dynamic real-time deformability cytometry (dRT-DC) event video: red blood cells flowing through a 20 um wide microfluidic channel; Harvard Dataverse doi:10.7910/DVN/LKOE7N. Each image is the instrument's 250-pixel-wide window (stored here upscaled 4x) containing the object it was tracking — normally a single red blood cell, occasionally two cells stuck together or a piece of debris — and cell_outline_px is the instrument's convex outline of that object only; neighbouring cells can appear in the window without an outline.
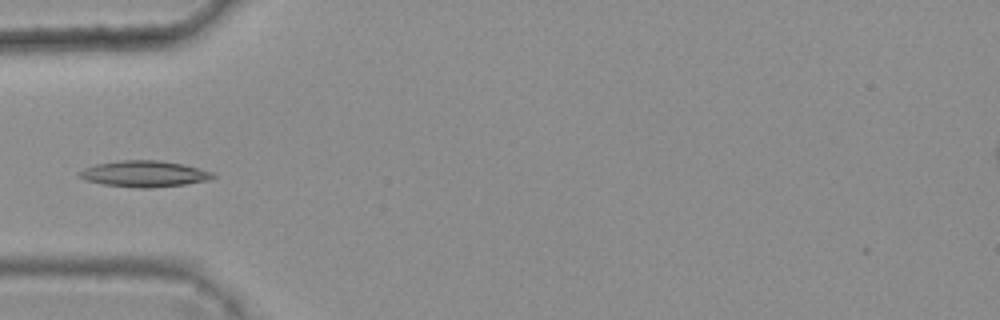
{"species": "common noctule bat (a hibernating species)", "species_latin": "Nyctalus noctula", "temperature_condition": "warm", "stored_images_in_passage": 5, "camera_frame_rate_fps": 3000, "um_per_image_px": 0.085, "animal": {"sex": "female", "body_mass_g": 25.1}, "frame": {"image": 1, "passage_image": 5, "time_ms": 1.333, "image_size_px": [1000, 320], "cell_outline_px": [[216, 176], [212, 180], [184, 184], [148, 188], [136, 188], [104, 184], [84, 180], [76, 176], [84, 168], [96, 164], [120, 160], [160, 160], [184, 164], [212, 172]], "centroid_in_image_um": [12.26, 14.77], "position_along_channel_um": 72.7, "area_um2": 20.46}}